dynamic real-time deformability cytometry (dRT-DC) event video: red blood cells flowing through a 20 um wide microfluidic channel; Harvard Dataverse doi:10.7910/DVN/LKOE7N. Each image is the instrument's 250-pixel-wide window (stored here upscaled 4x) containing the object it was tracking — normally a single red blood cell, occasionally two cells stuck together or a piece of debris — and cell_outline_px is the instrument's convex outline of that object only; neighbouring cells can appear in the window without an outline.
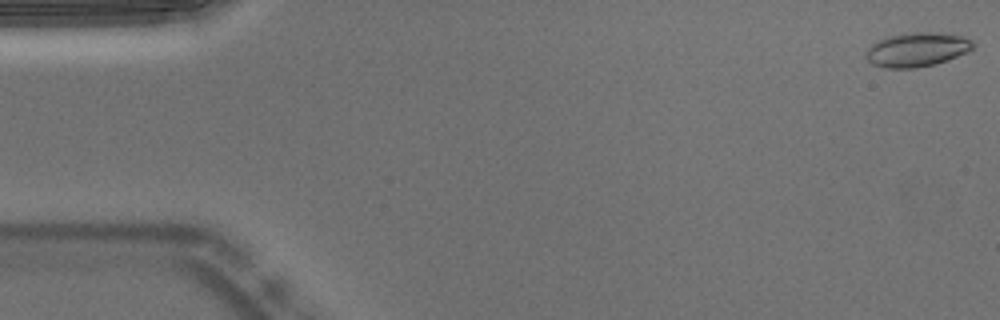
{"species": "Egyptian fruit bat (a non-hibernating species)", "species_latin": "Rousettus aegyptiacus", "temperature_condition": "warm", "stored_images_in_passage": 53, "camera_frame_rate_fps": 3000, "um_per_image_px": 0.085, "animal": {"sex": "male"}, "frame": {"image": 1, "passage_image": 1, "time_ms": 0.0, "image_size_px": [1000, 320], "cell_outline_px": [[976, 44], [968, 52], [936, 64], [916, 68], [884, 68], [872, 64], [864, 56], [864, 52], [872, 44], [888, 36], [912, 32], [944, 32], [964, 36], [972, 40]], "centroid_in_image_um": [77.96, 4.21], "position_along_channel_um": 7.0, "area_um2": 21.62}}
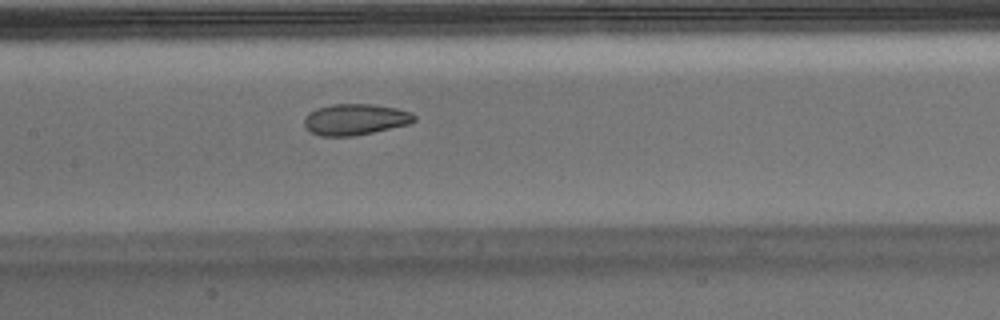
{"frame": {"image": 2, "passage_image": 25, "time_ms": 8.0, "image_size_px": [1000, 320], "cell_outline_px": [[416, 120], [412, 124], [352, 136], [320, 136], [304, 128], [304, 120], [308, 112], [316, 108], [332, 104], [372, 104], [396, 108], [412, 112], [416, 116]], "centroid_in_image_um": [30.21, 10.15], "position_along_channel_um": 177.2, "area_um2": 20.17}}
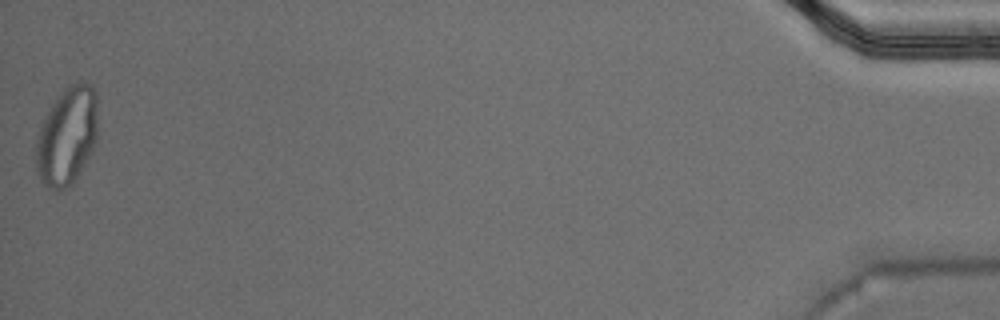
{"frame": {"image": 3, "passage_image": 53, "time_ms": 17.333, "image_size_px": [1000, 320], "cell_outline_px": [[96, 144], [92, 152], [80, 172], [72, 184], [68, 188], [48, 188], [40, 180], [36, 172], [36, 132], [44, 116], [52, 104], [64, 88], [68, 84], [76, 80], [80, 80], [88, 84], [96, 92]], "centroid_in_image_um": [5.67, 11.55], "position_along_channel_um": 429.5, "area_um2": 35.66}, "authors_computed_cell_mechanics": {"area_um2": 20.8658, "velocity_mm_per_s": 3.7703, "shape_relaxation_time_tau1_ms": null, "shape_relaxation_time_tau2_ms": 1.6596, "deformation_change_tau1": null, "deformation_change_tau2": 0.0699}}